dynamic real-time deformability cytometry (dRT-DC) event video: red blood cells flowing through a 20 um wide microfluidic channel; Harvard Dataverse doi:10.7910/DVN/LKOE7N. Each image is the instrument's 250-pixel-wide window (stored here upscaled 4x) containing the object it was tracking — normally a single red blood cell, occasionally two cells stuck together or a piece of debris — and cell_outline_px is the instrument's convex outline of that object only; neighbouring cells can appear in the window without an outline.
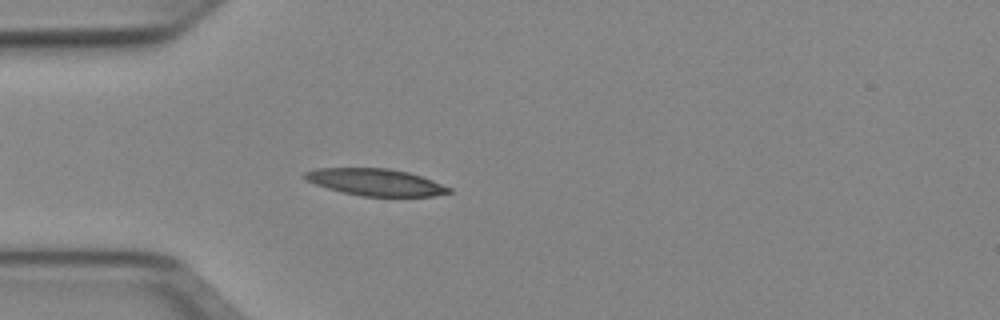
{"species": "Egyptian fruit bat (a non-hibernating species)", "species_latin": "Rousettus aegyptiacus", "temperature_condition": "cold", "stored_images_in_passage": 51, "camera_frame_rate_fps": 3000, "um_per_image_px": 0.085, "animal": {"sex": "female"}, "frame": {"image": 1, "passage_image": 14, "time_ms": 4.333, "image_size_px": [1000, 320], "cell_outline_px": [[452, 192], [432, 196], [360, 196], [328, 188], [316, 184], [300, 176], [304, 172], [316, 168], [388, 168], [408, 172], [432, 180], [452, 188]], "centroid_in_image_um": [31.91, 15.48], "position_along_channel_um": 53.1, "area_um2": 22.48}}
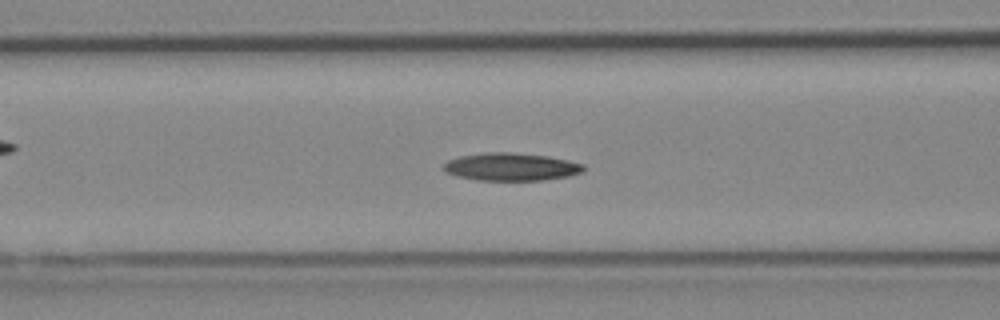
{"frame": {"image": 2, "passage_image": 20, "time_ms": 6.333, "image_size_px": [1000, 320], "cell_outline_px": [[584, 172], [568, 176], [544, 180], [476, 180], [456, 176], [444, 172], [440, 168], [448, 160], [460, 156], [484, 152], [512, 152], [548, 156], [568, 160], [584, 164]], "centroid_in_image_um": [43.41, 14.18], "position_along_channel_um": 123.2, "area_um2": 22.89}}
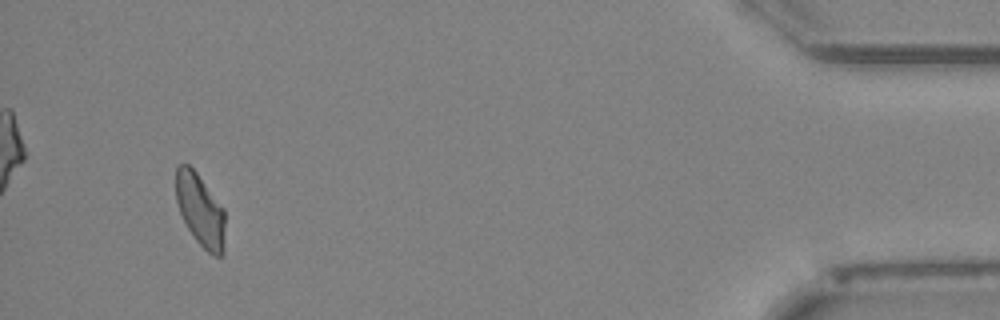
{"frame": {"image": 3, "passage_image": 48, "time_ms": 15.667, "image_size_px": [1000, 320], "cell_outline_px": [[224, 252], [220, 256], [212, 256], [196, 240], [188, 228], [180, 212], [176, 200], [176, 168], [180, 164], [188, 164], [196, 172], [224, 208]], "centroid_in_image_um": [17.03, 17.86], "position_along_channel_um": 418.2, "area_um2": 20.58}}